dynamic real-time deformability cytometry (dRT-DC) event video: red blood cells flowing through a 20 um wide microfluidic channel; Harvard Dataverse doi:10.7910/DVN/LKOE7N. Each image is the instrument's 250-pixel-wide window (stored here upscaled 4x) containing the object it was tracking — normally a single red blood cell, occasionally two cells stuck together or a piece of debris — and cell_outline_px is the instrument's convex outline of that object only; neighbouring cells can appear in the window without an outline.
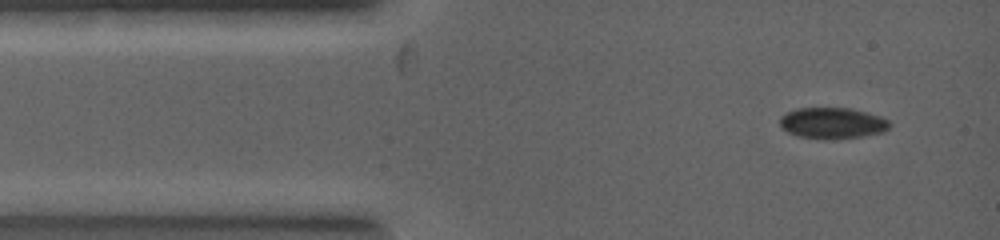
{"species": "common noctule bat (a hibernating species)", "species_latin": "Nyctalus noctula", "temperature_condition": "warm", "stored_images_in_passage": 4, "camera_frame_rate_fps": 5000, "um_per_image_px": 0.085, "animal": {"sex": "female", "body_mass_g": 19.0, "forearm_length_mm": 53.3}, "frame": {"image": 1, "passage_image": 1, "time_ms": 0.0, "image_size_px": [1000, 240], "cell_outline_px": [[892, 124], [884, 132], [860, 136], [824, 140], [796, 136], [780, 128], [780, 116], [784, 112], [796, 108], [848, 108], [880, 116], [888, 120]], "centroid_in_image_um": [70.69, 10.47], "position_along_channel_um": 14.3, "area_um2": 20.06}}
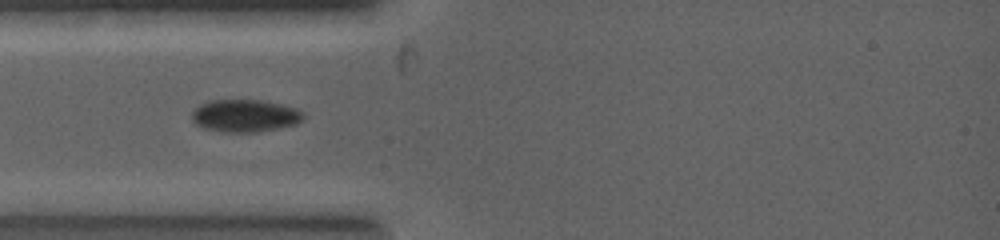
{"frame": {"image": 2, "passage_image": 3, "time_ms": 1.6, "image_size_px": [1000, 240], "cell_outline_px": [[304, 120], [296, 124], [256, 132], [220, 132], [204, 128], [196, 124], [192, 120], [192, 112], [200, 104], [208, 100], [256, 100], [276, 104], [292, 108], [304, 112]], "centroid_in_image_um": [20.78, 9.85], "position_along_channel_um": 64.2, "area_um2": 20.87}}